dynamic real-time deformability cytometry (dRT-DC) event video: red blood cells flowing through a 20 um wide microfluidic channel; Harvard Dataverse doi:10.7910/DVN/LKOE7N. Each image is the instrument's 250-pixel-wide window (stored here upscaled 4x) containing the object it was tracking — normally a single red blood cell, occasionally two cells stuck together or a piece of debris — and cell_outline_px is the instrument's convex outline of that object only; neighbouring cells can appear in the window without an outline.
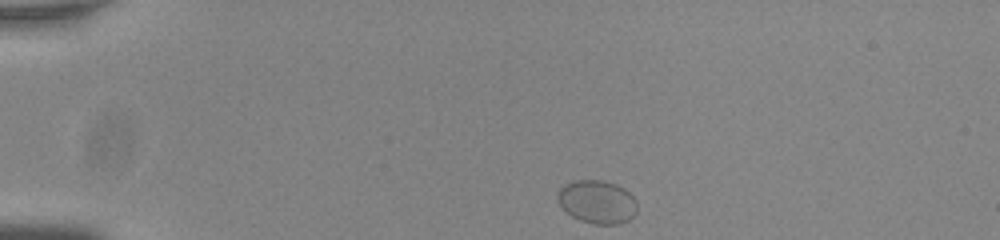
{"species": "common noctule bat (a hibernating species)", "species_latin": "Nyctalus noctula", "temperature_condition": "room temperature", "stored_images_in_passage": 44, "camera_frame_rate_fps": 3000, "um_per_image_px": 0.085, "animal": {"sex": "male", "body_mass_g": 20.0, "forearm_length_mm": 53.3}, "frame": {"image": 1, "passage_image": 1, "time_ms": 0.0, "image_size_px": [1000, 240], "cell_outline_px": [[636, 212], [628, 220], [616, 224], [592, 224], [580, 220], [572, 216], [556, 200], [556, 192], [564, 184], [576, 180], [604, 180], [616, 184], [624, 188], [636, 200]], "centroid_in_image_um": [50.73, 17.14], "position_along_channel_um": 34.3, "area_um2": 20.06}}
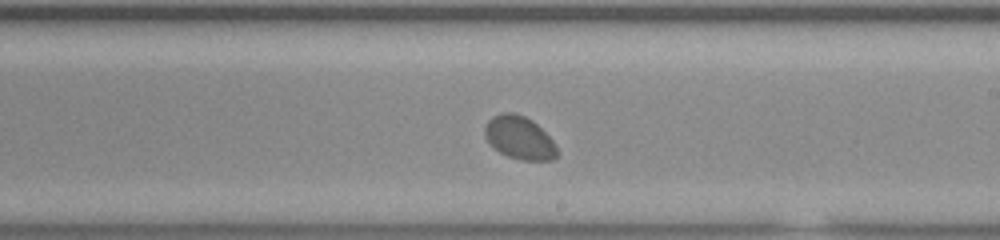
{"frame": {"image": 2, "passage_image": 23, "time_ms": 7.333, "image_size_px": [1000, 240], "cell_outline_px": [[560, 152], [552, 160], [520, 160], [508, 156], [492, 148], [484, 136], [484, 128], [488, 120], [492, 116], [500, 112], [516, 112], [532, 120], [556, 144]], "centroid_in_image_um": [44.13, 11.7], "position_along_channel_um": 244.9, "area_um2": 18.38}}
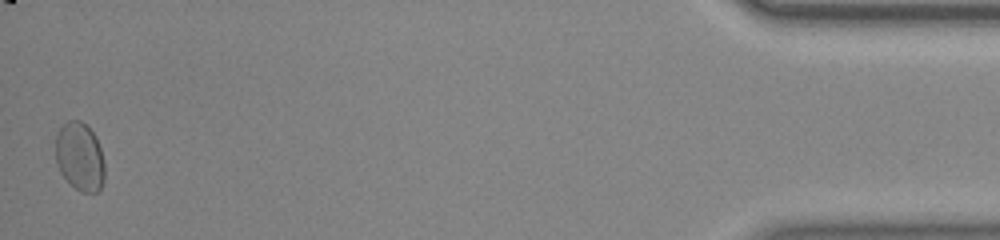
{"frame": {"image": 3, "passage_image": 44, "time_ms": 14.333, "image_size_px": [1000, 240], "cell_outline_px": [[104, 184], [96, 192], [80, 192], [60, 172], [56, 160], [56, 136], [60, 128], [68, 120], [80, 120], [96, 136], [100, 148], [104, 164]], "centroid_in_image_um": [6.79, 13.32], "position_along_channel_um": 428.4, "area_um2": 19.36}, "authors_computed_cell_mechanics": {"area_um2": 18.785, "velocity_mm_per_s": 3.7513, "shape_relaxation_time_tau1_ms": null, "shape_relaxation_time_tau2_ms": 2.6962, "deformation_change_tau1": null, "deformation_change_tau2": 0.0247}}